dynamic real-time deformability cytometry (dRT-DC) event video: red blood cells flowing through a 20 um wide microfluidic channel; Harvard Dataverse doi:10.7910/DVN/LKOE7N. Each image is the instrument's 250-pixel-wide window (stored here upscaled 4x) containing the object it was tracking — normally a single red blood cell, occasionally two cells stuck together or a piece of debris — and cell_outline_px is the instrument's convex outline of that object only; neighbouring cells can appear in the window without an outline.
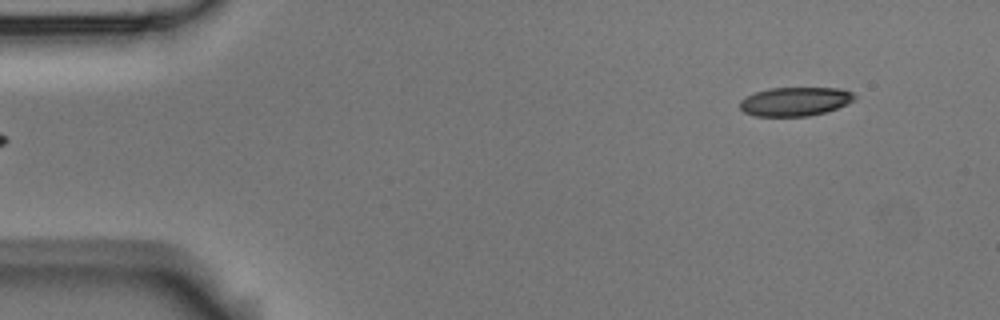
{"species": "Egyptian fruit bat (a non-hibernating species)", "species_latin": "Rousettus aegyptiacus", "temperature_condition": "room temperature", "stored_images_in_passage": 5, "segment_of_instrument_passage": [2, 2], "camera_frame_rate_fps": 3000, "um_per_image_px": 0.085, "animal": {"sex": "male"}, "frame": {"image": 1, "passage_image": 5, "time_ms": 1.333, "image_size_px": [1000, 320], "cell_outline_px": [[856, 100], [848, 104], [824, 112], [808, 116], [756, 116], [744, 112], [740, 108], [740, 100], [756, 92], [768, 88], [840, 88], [852, 92], [856, 96]], "centroid_in_image_um": [67.61, 8.62], "position_along_channel_um": 17.4, "area_um2": 19.25}}